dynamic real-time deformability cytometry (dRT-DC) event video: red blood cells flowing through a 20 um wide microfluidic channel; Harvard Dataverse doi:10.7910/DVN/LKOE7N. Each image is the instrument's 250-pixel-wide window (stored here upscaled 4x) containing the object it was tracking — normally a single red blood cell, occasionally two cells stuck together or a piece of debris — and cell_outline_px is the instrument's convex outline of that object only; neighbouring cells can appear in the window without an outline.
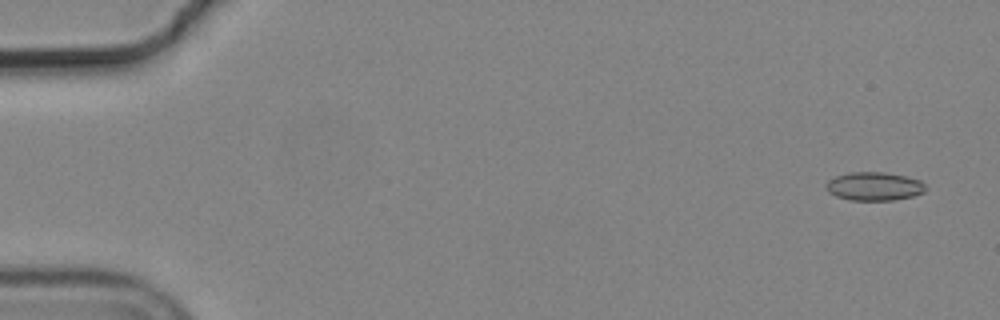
{"species": "common noctule bat (a hibernating species)", "species_latin": "Nyctalus noctula", "temperature_condition": "cold", "stored_images_in_passage": 57, "camera_frame_rate_fps": 3000, "um_per_image_px": 0.085, "animal": {"sex": "male", "body_mass_g": 19.2, "forearm_length_mm": 51.8}, "frame": {"image": 1, "passage_image": 3, "time_ms": 0.667, "image_size_px": [1000, 320], "cell_outline_px": [[924, 192], [912, 196], [892, 200], [848, 200], [836, 196], [828, 192], [824, 188], [824, 184], [828, 180], [836, 176], [848, 172], [884, 172], [904, 176], [920, 180], [924, 184]], "centroid_in_image_um": [74.23, 15.83], "position_along_channel_um": 10.8, "area_um2": 16.53}}
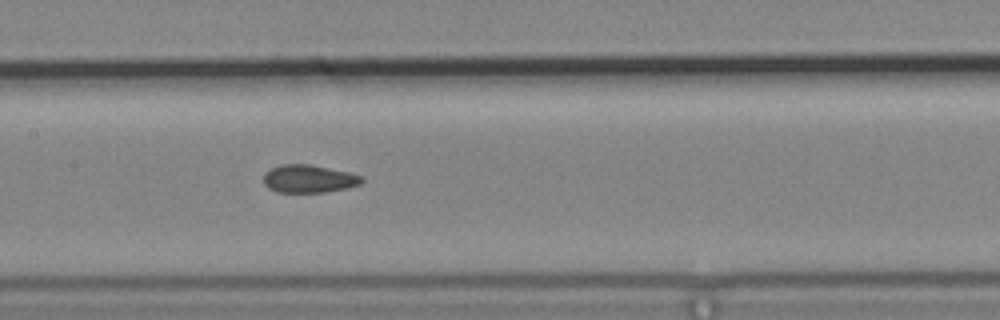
{"frame": {"image": 2, "passage_image": 28, "time_ms": 9.0, "image_size_px": [1000, 320], "cell_outline_px": [[364, 180], [360, 184], [348, 188], [324, 192], [276, 192], [268, 188], [264, 184], [264, 172], [272, 168], [284, 164], [308, 164], [348, 172], [364, 176]], "centroid_in_image_um": [26.26, 15.2], "position_along_channel_um": 181.1, "area_um2": 15.95}}
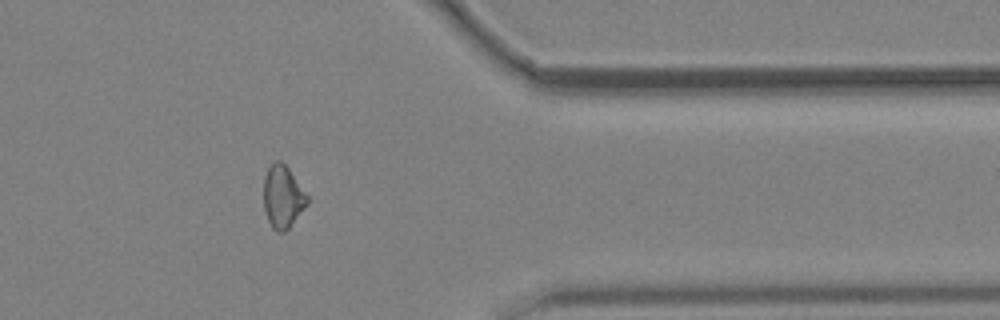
{"frame": {"image": 3, "passage_image": 46, "time_ms": 15.0, "image_size_px": [1000, 320], "cell_outline_px": [[308, 204], [288, 228], [284, 232], [276, 232], [272, 228], [268, 220], [264, 208], [264, 176], [268, 168], [276, 160], [280, 160], [288, 168], [308, 196]], "centroid_in_image_um": [24.02, 16.74], "position_along_channel_um": 387.4, "area_um2": 15.72}, "authors_computed_cell_mechanics": {"area_um2": 16.2996, "velocity_mm_per_s": 3.692, "shape_relaxation_time_tau1_ms": null, "shape_relaxation_time_tau2_ms": 3.1881, "deformation_change_tau1": null, "deformation_change_tau2": 0.0842}}